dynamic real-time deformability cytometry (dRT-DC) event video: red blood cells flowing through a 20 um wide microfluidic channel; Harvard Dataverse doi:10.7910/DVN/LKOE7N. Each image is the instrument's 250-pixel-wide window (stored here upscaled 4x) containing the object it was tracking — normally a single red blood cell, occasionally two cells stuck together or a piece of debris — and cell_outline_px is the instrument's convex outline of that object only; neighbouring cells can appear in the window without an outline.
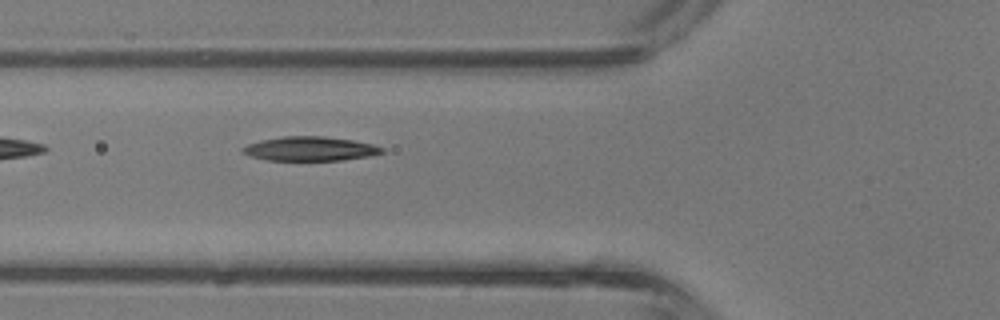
{"species": "common noctule bat (a hibernating species)", "species_latin": "Nyctalus noctula", "temperature_condition": "room temperature", "stored_images_in_passage": 2, "camera_frame_rate_fps": 3000, "um_per_image_px": 0.085, "animal": {"sex": "male", "body_mass_g": 13.3}, "frame": {"image": 1, "passage_image": 2, "time_ms": 0.333, "image_size_px": [1000, 320], "cell_outline_px": [[384, 152], [368, 156], [344, 160], [268, 160], [248, 156], [240, 152], [240, 148], [248, 144], [260, 140], [284, 136], [324, 136], [352, 140], [372, 144], [384, 148]], "centroid_in_image_um": [26.3, 12.64], "position_along_channel_um": 99.5, "area_um2": 19.71}}